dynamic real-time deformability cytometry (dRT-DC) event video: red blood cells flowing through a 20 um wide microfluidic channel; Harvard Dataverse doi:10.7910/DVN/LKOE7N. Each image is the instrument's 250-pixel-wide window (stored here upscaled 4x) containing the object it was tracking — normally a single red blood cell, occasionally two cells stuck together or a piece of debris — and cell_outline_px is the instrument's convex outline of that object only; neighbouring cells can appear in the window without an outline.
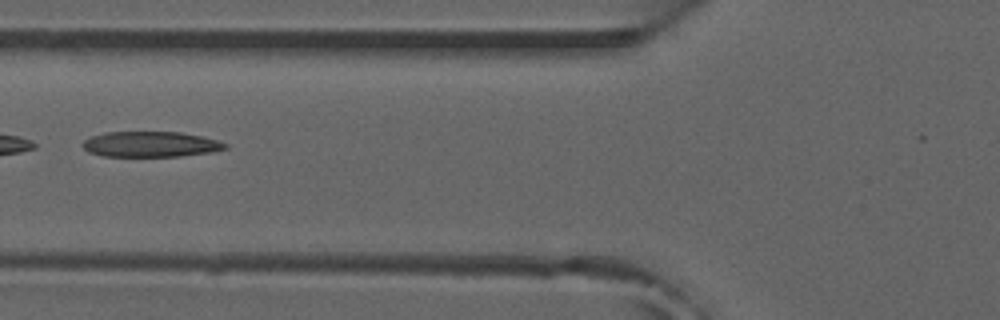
{"species": "common noctule bat (a hibernating species)", "species_latin": "Nyctalus noctula", "temperature_condition": "room temperature", "stored_images_in_passage": 45, "camera_frame_rate_fps": 3000, "um_per_image_px": 0.085, "animal": {"sex": "male", "forearm_length_mm": 52.5}, "frame": {"image": 1, "passage_image": 19, "time_ms": 6.0, "image_size_px": [1000, 320], "cell_outline_px": [[228, 148], [212, 152], [180, 156], [104, 156], [88, 152], [80, 144], [84, 140], [92, 136], [104, 132], [180, 132], [200, 136], [216, 140], [228, 144]], "centroid_in_image_um": [12.78, 12.26], "position_along_channel_um": 113.0, "area_um2": 21.15}, "authors_computed_cell_mechanics": {"area_um2": 23.0622, "velocity_mm_per_s": 3.9463, "shape_relaxation_time_tau1_ms": null, "shape_relaxation_time_tau2_ms": 5.2662, "deformation_change_tau1": null, "deformation_change_tau2": 0.1604}}